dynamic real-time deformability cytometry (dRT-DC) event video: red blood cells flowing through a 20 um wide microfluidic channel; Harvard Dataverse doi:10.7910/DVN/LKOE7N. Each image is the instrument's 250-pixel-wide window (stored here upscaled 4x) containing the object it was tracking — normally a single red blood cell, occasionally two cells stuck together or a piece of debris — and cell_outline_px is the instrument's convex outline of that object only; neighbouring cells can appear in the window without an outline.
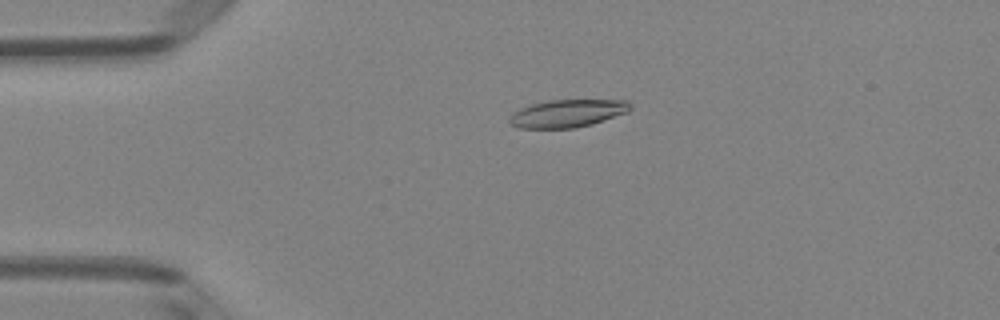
{"species": "Egyptian fruit bat (a non-hibernating species)", "species_latin": "Rousettus aegyptiacus", "temperature_condition": "room temperature", "stored_images_in_passage": 4, "camera_frame_rate_fps": 3000, "um_per_image_px": 0.085, "animal": {"sex": "female"}, "frame": {"image": 1, "passage_image": 3, "time_ms": 0.667, "image_size_px": [1000, 320], "cell_outline_px": [[632, 108], [628, 112], [592, 124], [572, 128], [520, 128], [512, 124], [508, 120], [508, 116], [520, 108], [532, 104], [548, 100], [628, 100], [632, 104]], "centroid_in_image_um": [48.25, 9.63], "position_along_channel_um": 36.8, "area_um2": 19.54}}